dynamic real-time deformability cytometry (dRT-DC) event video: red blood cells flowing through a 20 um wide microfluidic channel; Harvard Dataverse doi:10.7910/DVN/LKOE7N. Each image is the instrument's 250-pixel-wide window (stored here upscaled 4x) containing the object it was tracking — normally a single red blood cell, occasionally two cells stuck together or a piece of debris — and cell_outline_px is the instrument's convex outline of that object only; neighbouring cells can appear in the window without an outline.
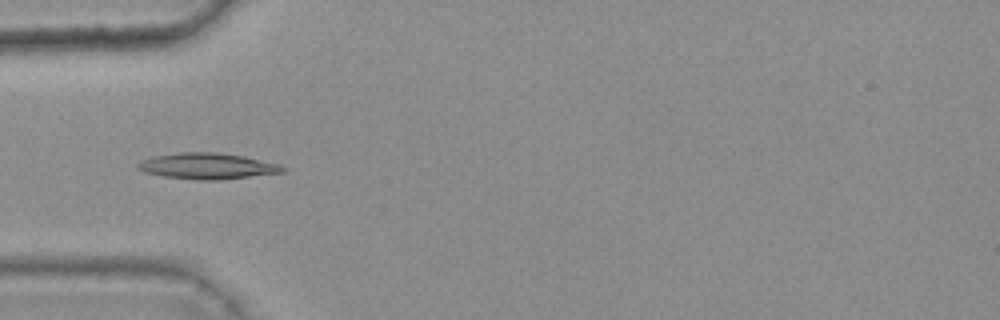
{"species": "common noctule bat (a hibernating species)", "species_latin": "Nyctalus noctula", "temperature_condition": "warm", "stored_images_in_passage": 40, "camera_frame_rate_fps": 3000, "um_per_image_px": 0.085, "animal": {"sex": "female", "body_mass_g": 25.1}, "frame": {"image": 1, "passage_image": 13, "time_ms": 4.0, "image_size_px": [1000, 320], "cell_outline_px": [[284, 172], [220, 180], [196, 180], [164, 176], [144, 172], [136, 168], [136, 164], [140, 160], [152, 156], [180, 152], [216, 152], [244, 156], [280, 164], [284, 168]], "centroid_in_image_um": [17.58, 14.11], "position_along_channel_um": 67.4, "area_um2": 22.08}}
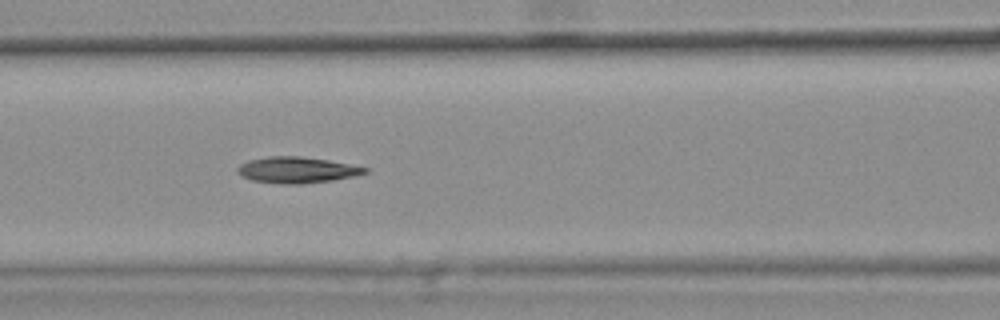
{"frame": {"image": 2, "passage_image": 19, "time_ms": 6.0, "image_size_px": [1000, 320], "cell_outline_px": [[372, 172], [356, 176], [332, 180], [300, 184], [284, 184], [252, 180], [236, 172], [236, 168], [240, 164], [248, 160], [268, 156], [300, 156], [328, 160], [368, 168]], "centroid_in_image_um": [25.26, 14.44], "position_along_channel_um": 141.3, "area_um2": 19.42}}
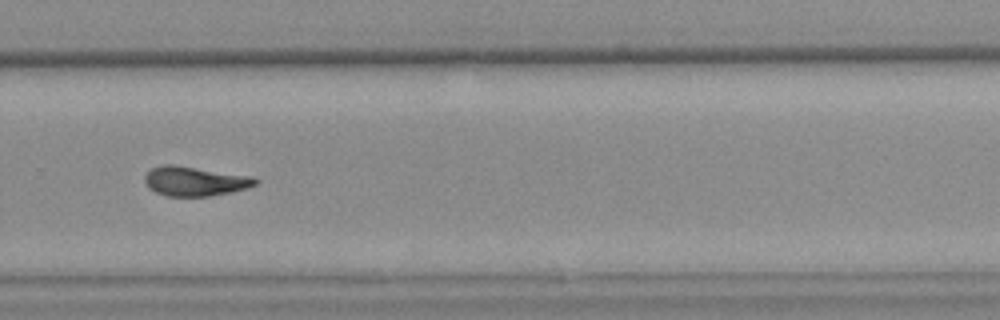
{"frame": {"image": 3, "passage_image": 33, "time_ms": 10.667, "image_size_px": [1000, 320], "cell_outline_px": [[260, 184], [248, 188], [212, 196], [164, 196], [148, 188], [144, 180], [144, 176], [152, 168], [164, 164], [172, 164], [252, 176], [260, 180]], "centroid_in_image_um": [16.59, 15.41], "position_along_channel_um": 313.2, "area_um2": 19.19}, "authors_computed_cell_mechanics": {"area_um2": 19.1607, "velocity_mm_per_s": 3.6987, "shape_relaxation_time_tau1_ms": null, "shape_relaxation_time_tau2_ms": 7.0454, "deformation_change_tau1": null, "deformation_change_tau2": 0.1598}}